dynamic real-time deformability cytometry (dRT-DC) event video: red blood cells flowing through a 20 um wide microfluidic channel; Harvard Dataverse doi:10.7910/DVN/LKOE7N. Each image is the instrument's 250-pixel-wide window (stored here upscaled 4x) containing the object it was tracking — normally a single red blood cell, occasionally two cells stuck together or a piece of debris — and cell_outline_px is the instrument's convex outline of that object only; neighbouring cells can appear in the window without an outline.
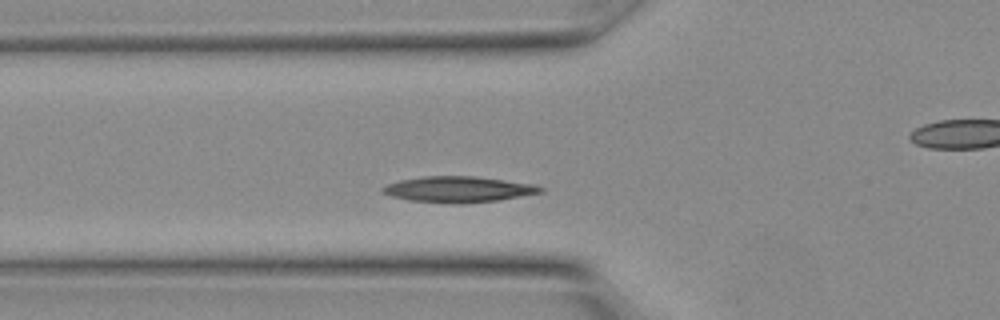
{"species": "Egyptian fruit bat (a non-hibernating species)", "species_latin": "Rousettus aegyptiacus", "temperature_condition": "warm", "stored_images_in_passage": 23, "camera_frame_rate_fps": 3000, "um_per_image_px": 0.085, "animal": {"sex": "female"}, "frame": {"image": 1, "passage_image": 4, "time_ms": 1.0, "image_size_px": [1000, 320], "cell_outline_px": [[544, 192], [500, 200], [460, 204], [452, 204], [408, 200], [392, 196], [380, 192], [380, 188], [388, 184], [400, 180], [424, 176], [476, 176], [532, 184], [544, 188]], "centroid_in_image_um": [38.95, 16.1], "position_along_channel_um": 86.9, "area_um2": 23.93}}
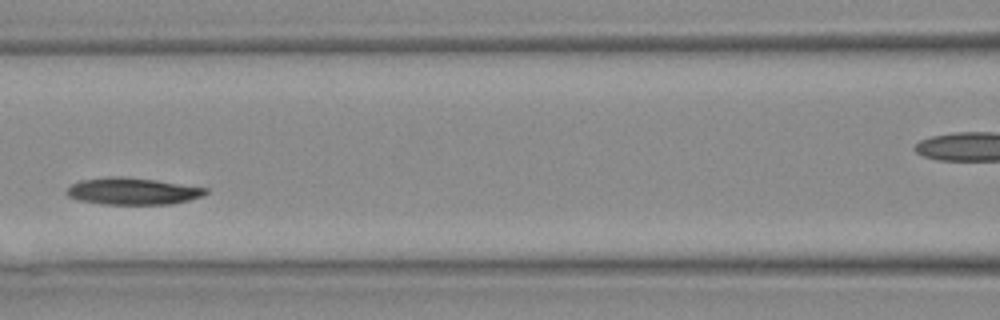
{"frame": {"image": 2, "passage_image": 7, "time_ms": 2.0, "image_size_px": [1000, 320], "cell_outline_px": [[208, 192], [204, 196], [172, 204], [100, 204], [76, 200], [68, 196], [64, 192], [72, 184], [80, 180], [108, 176], [124, 176], [156, 180], [208, 188]], "centroid_in_image_um": [11.25, 16.25], "position_along_channel_um": 155.4, "area_um2": 22.02}}